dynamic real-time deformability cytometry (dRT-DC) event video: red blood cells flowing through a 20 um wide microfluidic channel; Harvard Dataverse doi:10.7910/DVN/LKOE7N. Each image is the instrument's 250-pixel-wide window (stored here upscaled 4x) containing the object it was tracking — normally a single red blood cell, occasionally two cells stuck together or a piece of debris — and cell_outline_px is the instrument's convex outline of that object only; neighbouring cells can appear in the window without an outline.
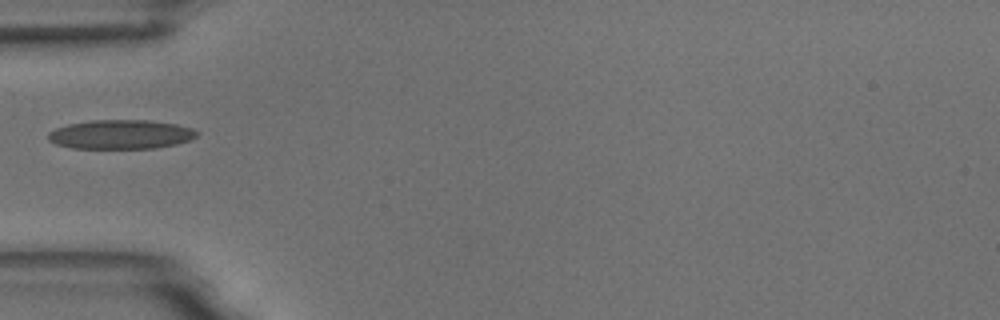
{"species": "common noctule bat (a hibernating species)", "species_latin": "Nyctalus noctula", "temperature_condition": "room temperature", "stored_images_in_passage": 4, "camera_frame_rate_fps": 3000, "um_per_image_px": 0.085, "animal": {"sex": "male", "body_mass_g": 18.8}, "frame": {"image": 1, "passage_image": 4, "time_ms": 4.333, "image_size_px": [1000, 320], "cell_outline_px": [[200, 132], [196, 136], [188, 140], [176, 144], [152, 148], [72, 148], [56, 144], [48, 140], [48, 132], [56, 128], [68, 124], [92, 120], [148, 120], [176, 124], [192, 128]], "centroid_in_image_um": [10.25, 11.42], "position_along_channel_um": 74.7, "area_um2": 25.2}}